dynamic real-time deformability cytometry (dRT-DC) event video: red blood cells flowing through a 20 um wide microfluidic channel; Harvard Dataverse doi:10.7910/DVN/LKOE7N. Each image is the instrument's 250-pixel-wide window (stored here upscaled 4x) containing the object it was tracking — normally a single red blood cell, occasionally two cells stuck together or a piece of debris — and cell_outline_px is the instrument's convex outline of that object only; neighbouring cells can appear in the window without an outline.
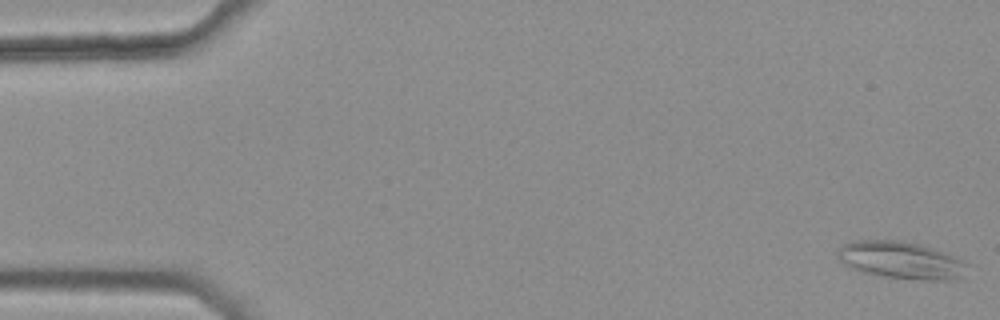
{"species": "common noctule bat (a hibernating species)", "species_latin": "Nyctalus noctula", "temperature_condition": "warm", "stored_images_in_passage": 45, "camera_frame_rate_fps": 3000, "um_per_image_px": 0.085, "animal": {"sex": "female", "body_mass_g": 25.1}, "frame": {"image": 1, "passage_image": 1, "time_ms": 0.0, "image_size_px": [1000, 320], "cell_outline_px": [[972, 264], [956, 280], [924, 280], [880, 276], [864, 272], [852, 268], [844, 264], [840, 260], [836, 252], [844, 244], [856, 240], [900, 240], [920, 244], [948, 252]], "centroid_in_image_um": [76.66, 22.11], "position_along_channel_um": 8.3, "area_um2": 28.5}}
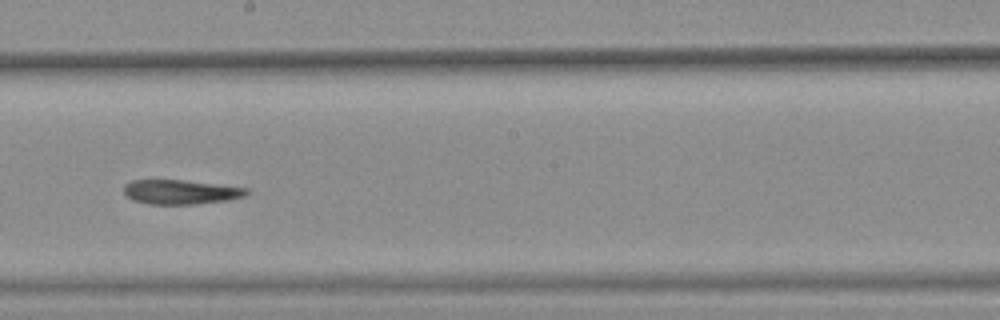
{"frame": {"image": 2, "passage_image": 30, "time_ms": 9.667, "image_size_px": [1000, 320], "cell_outline_px": [[248, 192], [244, 196], [228, 200], [196, 204], [148, 204], [132, 200], [124, 192], [124, 184], [132, 180], [184, 180], [248, 188]], "centroid_in_image_um": [15.34, 16.32], "position_along_channel_um": 232.9, "area_um2": 17.4}}
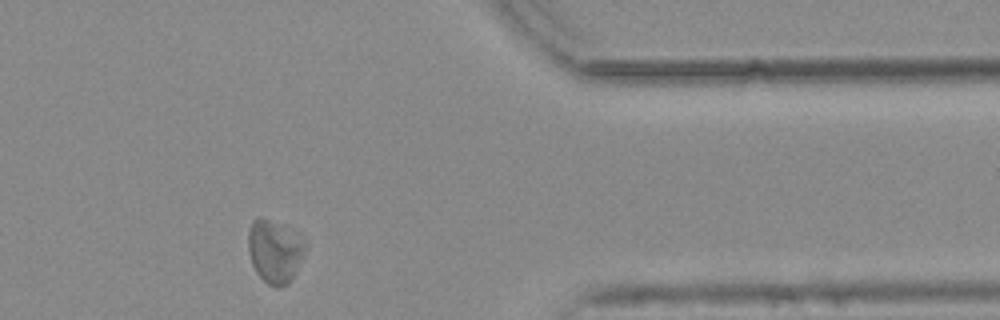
{"frame": {"image": 3, "passage_image": 44, "time_ms": 14.333, "image_size_px": [1000, 320], "cell_outline_px": [[308, 248], [292, 280], [288, 284], [280, 288], [276, 288], [268, 284], [256, 272], [252, 264], [248, 252], [248, 232], [252, 220], [260, 216], [268, 220], [304, 240], [308, 244]], "centroid_in_image_um": [23.35, 21.42], "position_along_channel_um": 388.0, "area_um2": 20.81}, "authors_computed_cell_mechanics": {"area_um2": 19.1896, "velocity_mm_per_s": 3.7473, "shape_relaxation_time_tau1_ms": 8.9548, "shape_relaxation_time_tau2_ms": null, "deformation_change_tau1": 0.1795, "deformation_change_tau2": null}}